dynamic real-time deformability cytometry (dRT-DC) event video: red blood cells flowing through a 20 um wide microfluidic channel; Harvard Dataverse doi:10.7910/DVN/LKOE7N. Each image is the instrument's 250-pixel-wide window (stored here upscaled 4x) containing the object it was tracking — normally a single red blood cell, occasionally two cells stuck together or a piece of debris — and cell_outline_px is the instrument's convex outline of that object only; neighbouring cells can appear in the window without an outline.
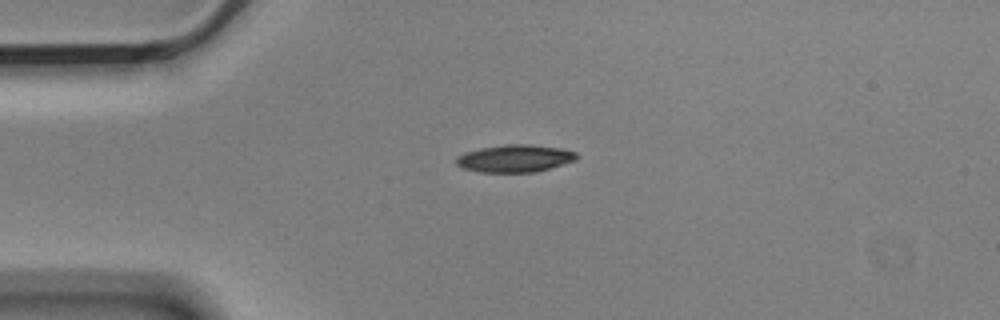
{"species": "Egyptian fruit bat (a non-hibernating species)", "species_latin": "Rousettus aegyptiacus", "temperature_condition": "cold", "stored_images_in_passage": 12, "camera_frame_rate_fps": 3000, "um_per_image_px": 0.085, "animal": {"sex": "male"}, "frame": {"image": 1, "passage_image": 1, "time_ms": 0.0, "image_size_px": [1000, 320], "cell_outline_px": [[580, 156], [576, 160], [536, 172], [480, 172], [464, 168], [456, 164], [456, 156], [464, 152], [480, 148], [508, 144], [528, 144], [560, 148], [576, 152]], "centroid_in_image_um": [43.77, 13.46], "position_along_channel_um": 41.2, "area_um2": 19.25}}
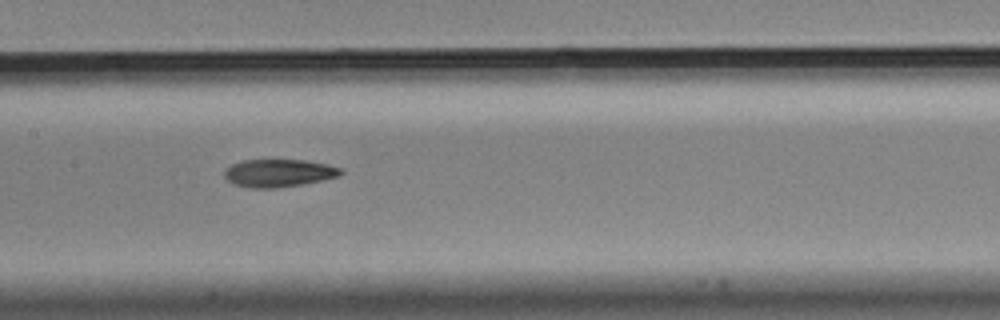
{"frame": {"image": 2, "passage_image": 5, "time_ms": 1.333, "image_size_px": [1000, 320], "cell_outline_px": [[344, 172], [340, 176], [300, 184], [276, 188], [252, 188], [232, 184], [224, 176], [224, 168], [240, 160], [304, 160], [328, 164], [344, 168]], "centroid_in_image_um": [23.68, 14.7], "position_along_channel_um": 183.7, "area_um2": 18.96}}
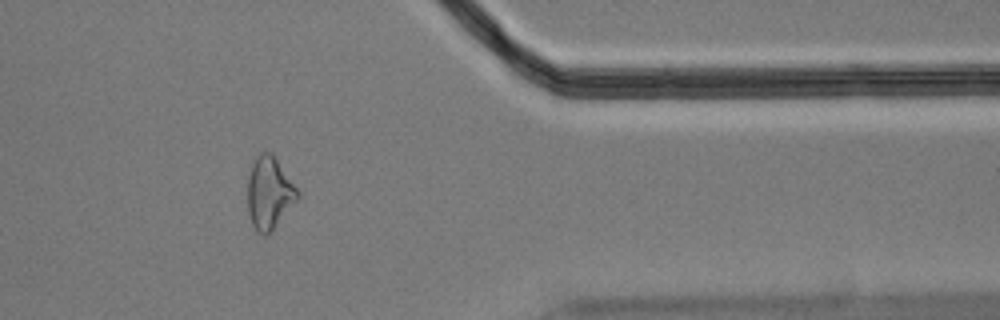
{"frame": {"image": 3, "passage_image": 10, "time_ms": 3.0, "image_size_px": [1000, 320], "cell_outline_px": [[300, 196], [272, 228], [264, 236], [252, 224], [248, 212], [248, 176], [252, 164], [256, 156], [260, 152], [272, 152], [276, 156], [300, 192]], "centroid_in_image_um": [22.89, 16.31], "position_along_channel_um": 388.5, "area_um2": 20.75}}